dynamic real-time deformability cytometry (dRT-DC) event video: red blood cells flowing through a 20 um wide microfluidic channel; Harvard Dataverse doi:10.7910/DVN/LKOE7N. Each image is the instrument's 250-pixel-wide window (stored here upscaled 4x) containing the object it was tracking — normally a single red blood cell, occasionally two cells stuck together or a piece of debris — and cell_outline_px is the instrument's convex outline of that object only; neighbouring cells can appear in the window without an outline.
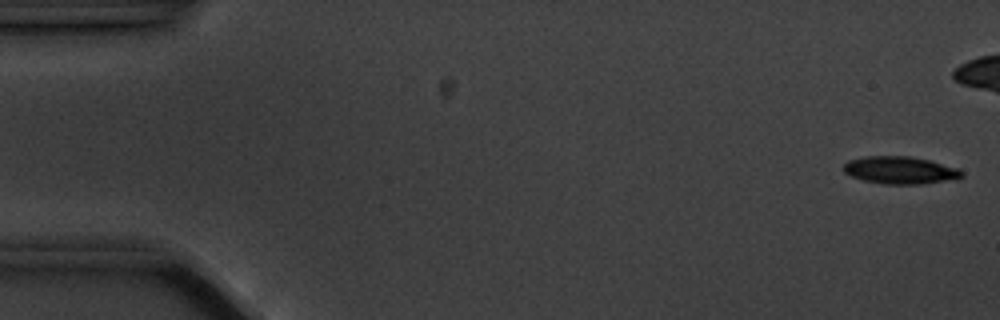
{"species": "common noctule bat (a hibernating species)", "species_latin": "Nyctalus noctula", "temperature_condition": "cold", "stored_images_in_passage": 6, "camera_frame_rate_fps": 3000, "um_per_image_px": 0.085, "animal": {"sex": "male", "body_mass_g": 20.1, "forearm_length_mm": 53.5}, "frame": {"image": 1, "passage_image": 1, "time_ms": 0.0, "image_size_px": [1000, 320], "cell_outline_px": [[964, 176], [960, 180], [920, 184], [884, 184], [864, 180], [852, 176], [844, 172], [844, 164], [848, 160], [868, 156], [912, 156], [928, 160], [956, 168], [964, 172]], "centroid_in_image_um": [76.58, 14.48], "position_along_channel_um": 8.4, "area_um2": 19.02}}